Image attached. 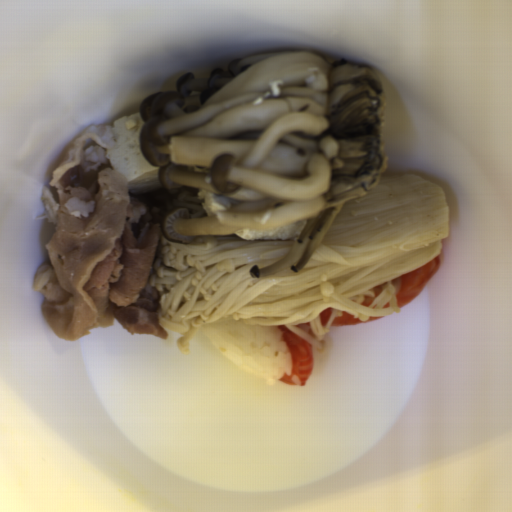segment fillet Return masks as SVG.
<instances>
[{"mask_svg": "<svg viewBox=\"0 0 512 512\" xmlns=\"http://www.w3.org/2000/svg\"><path fill=\"white\" fill-rule=\"evenodd\" d=\"M289 355L292 369L289 375L280 378V383L302 386L312 372L314 350L313 345L291 331L285 325H278Z\"/></svg>", "mask_w": 512, "mask_h": 512, "instance_id": "obj_1", "label": "fillet"}, {"mask_svg": "<svg viewBox=\"0 0 512 512\" xmlns=\"http://www.w3.org/2000/svg\"><path fill=\"white\" fill-rule=\"evenodd\" d=\"M440 265L441 259L437 255L423 266L395 279H391L396 290V300L399 309L422 293L426 285L436 275Z\"/></svg>", "mask_w": 512, "mask_h": 512, "instance_id": "obj_2", "label": "fillet"}, {"mask_svg": "<svg viewBox=\"0 0 512 512\" xmlns=\"http://www.w3.org/2000/svg\"><path fill=\"white\" fill-rule=\"evenodd\" d=\"M354 317L355 316H352V315L348 314L347 312H345L343 310L342 316H337L336 315L330 327H333V326H350V325L359 324V323H369V322H372V321H375V320L379 319V318H370V319H368L366 321H360V320H358L357 318H354Z\"/></svg>", "mask_w": 512, "mask_h": 512, "instance_id": "obj_3", "label": "fillet"}, {"mask_svg": "<svg viewBox=\"0 0 512 512\" xmlns=\"http://www.w3.org/2000/svg\"><path fill=\"white\" fill-rule=\"evenodd\" d=\"M383 284H379L373 288V294L374 296L364 295V301L361 303L363 307L370 306L376 298L382 293L383 291Z\"/></svg>", "mask_w": 512, "mask_h": 512, "instance_id": "obj_4", "label": "fillet"}, {"mask_svg": "<svg viewBox=\"0 0 512 512\" xmlns=\"http://www.w3.org/2000/svg\"><path fill=\"white\" fill-rule=\"evenodd\" d=\"M331 314H332L331 308H327L324 311H322L321 313H319V320H320L322 327H326L328 325L330 318H331Z\"/></svg>", "mask_w": 512, "mask_h": 512, "instance_id": "obj_5", "label": "fillet"}, {"mask_svg": "<svg viewBox=\"0 0 512 512\" xmlns=\"http://www.w3.org/2000/svg\"><path fill=\"white\" fill-rule=\"evenodd\" d=\"M297 328H299L300 330H302L303 332L307 333L308 335H310L311 337H313L314 339L317 338V335L315 334V332L312 330L309 322H304L300 325H296Z\"/></svg>", "mask_w": 512, "mask_h": 512, "instance_id": "obj_6", "label": "fillet"}]
</instances>
